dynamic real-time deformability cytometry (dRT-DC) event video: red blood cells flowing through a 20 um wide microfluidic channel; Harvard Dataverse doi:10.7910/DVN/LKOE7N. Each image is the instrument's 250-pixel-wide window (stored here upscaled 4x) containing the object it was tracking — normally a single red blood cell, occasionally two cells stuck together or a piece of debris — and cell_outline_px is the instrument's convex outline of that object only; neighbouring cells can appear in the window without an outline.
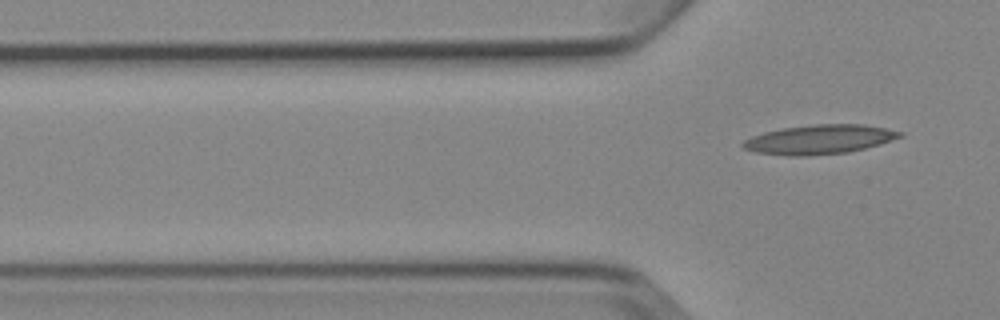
{"species": "Egyptian fruit bat (a non-hibernating species)", "species_latin": "Rousettus aegyptiacus", "temperature_condition": "cold", "stored_images_in_passage": 7, "segment_of_instrument_passage": [2, 2], "camera_frame_rate_fps": 3000, "um_per_image_px": 0.085, "animal": {"sex": "female"}, "frame": {"image": 1, "passage_image": 7, "time_ms": 7.667, "image_size_px": [1000, 320], "cell_outline_px": [[904, 136], [880, 144], [848, 152], [808, 156], [788, 156], [756, 152], [744, 148], [740, 144], [744, 140], [752, 136], [764, 132], [780, 128], [812, 124], [864, 124], [904, 132]], "centroid_in_image_um": [69.64, 11.85], "position_along_channel_um": 56.2, "area_um2": 26.93}}